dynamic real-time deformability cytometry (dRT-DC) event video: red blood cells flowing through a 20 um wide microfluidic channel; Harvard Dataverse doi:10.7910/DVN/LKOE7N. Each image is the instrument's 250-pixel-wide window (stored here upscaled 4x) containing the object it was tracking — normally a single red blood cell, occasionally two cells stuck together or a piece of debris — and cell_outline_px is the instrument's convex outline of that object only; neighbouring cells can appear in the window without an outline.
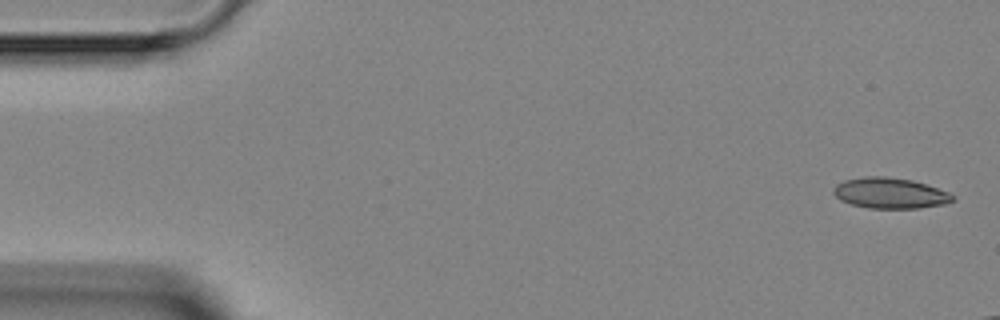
{"species": "Egyptian fruit bat (a non-hibernating species)", "species_latin": "Rousettus aegyptiacus", "temperature_condition": "room temperature", "stored_images_in_passage": 5, "camera_frame_rate_fps": 3000, "um_per_image_px": 0.085, "animal": {"sex": "female"}, "frame": {"image": 1, "passage_image": 1, "time_ms": 0.0, "image_size_px": [1000, 320], "cell_outline_px": [[956, 196], [952, 200], [944, 204], [920, 208], [868, 208], [852, 204], [840, 200], [832, 192], [832, 188], [836, 184], [844, 180], [864, 176], [884, 176], [912, 180], [948, 192]], "centroid_in_image_um": [75.61, 16.41], "position_along_channel_um": 9.4, "area_um2": 21.27}}
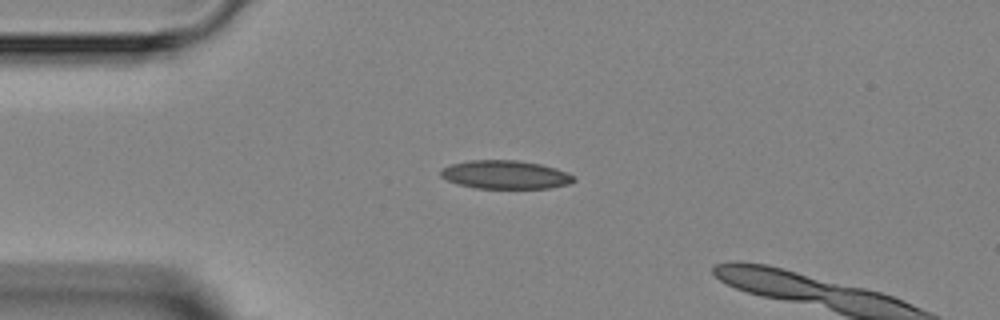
{"frame": {"image": 2, "passage_image": 4, "time_ms": 3.333, "image_size_px": [1000, 320], "cell_outline_px": [[576, 180], [568, 184], [548, 188], [476, 188], [456, 184], [440, 176], [440, 168], [452, 164], [468, 160], [520, 160], [540, 164], [556, 168], [568, 172], [576, 176]], "centroid_in_image_um": [42.96, 14.84], "position_along_channel_um": 42.0, "area_um2": 22.25}}